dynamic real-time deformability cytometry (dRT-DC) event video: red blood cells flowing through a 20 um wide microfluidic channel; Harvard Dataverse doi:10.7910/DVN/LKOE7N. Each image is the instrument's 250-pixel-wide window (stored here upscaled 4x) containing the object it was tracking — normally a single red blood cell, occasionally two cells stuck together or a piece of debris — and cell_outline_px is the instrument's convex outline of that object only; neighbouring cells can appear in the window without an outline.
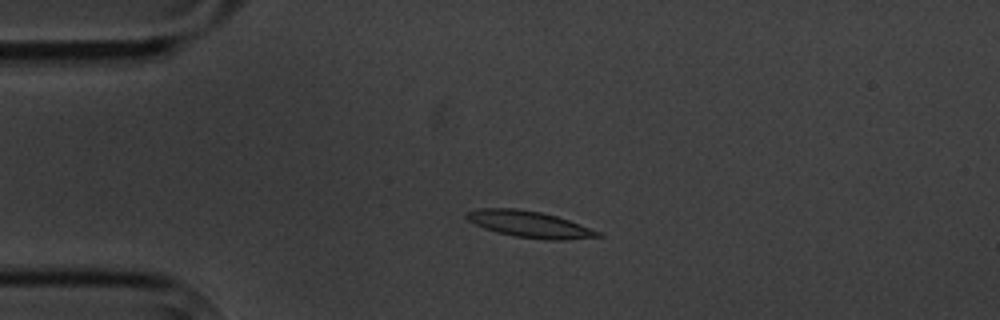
{"species": "common noctule bat (a hibernating species)", "species_latin": "Nyctalus noctula", "temperature_condition": "cold", "stored_images_in_passage": 4, "camera_frame_rate_fps": 3000, "um_per_image_px": 0.085, "animal": {"sex": "male", "body_mass_g": 20.1, "forearm_length_mm": 53.5}, "frame": {"image": 1, "passage_image": 3, "time_ms": 2.333, "image_size_px": [1000, 320], "cell_outline_px": [[604, 236], [568, 240], [544, 240], [516, 236], [496, 232], [484, 228], [468, 220], [464, 216], [468, 212], [480, 208], [516, 208], [540, 212], [556, 216], [580, 224], [600, 232]], "centroid_in_image_um": [45.02, 19.07], "position_along_channel_um": 40.0, "area_um2": 20.11}}